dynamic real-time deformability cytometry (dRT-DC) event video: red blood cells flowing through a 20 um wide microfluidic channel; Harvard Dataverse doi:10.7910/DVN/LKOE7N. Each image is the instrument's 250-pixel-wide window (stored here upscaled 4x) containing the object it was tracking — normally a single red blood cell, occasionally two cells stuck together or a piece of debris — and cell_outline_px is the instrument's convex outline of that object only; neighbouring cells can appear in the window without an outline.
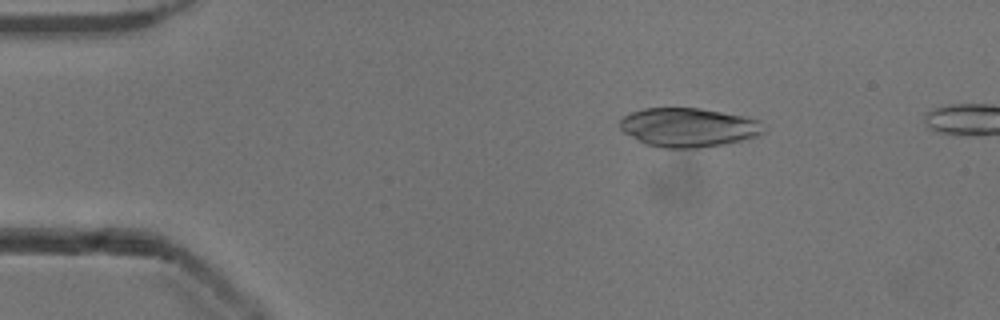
{"species": "common noctule bat (a hibernating species)", "species_latin": "Nyctalus noctula", "temperature_condition": "cold", "stored_images_in_passage": 5, "camera_frame_rate_fps": 3000, "um_per_image_px": 0.085, "animal": {"sex": "male", "body_mass_g": 13.3}, "frame": {"image": 1, "passage_image": 1, "time_ms": 0.0, "image_size_px": [1000, 320], "cell_outline_px": [[764, 132], [756, 136], [740, 140], [700, 148], [664, 148], [644, 144], [624, 132], [620, 128], [620, 120], [624, 116], [632, 112], [644, 108], [700, 108], [744, 116], [756, 120]], "centroid_in_image_um": [58.44, 10.83], "position_along_channel_um": 26.6, "area_um2": 32.25}}